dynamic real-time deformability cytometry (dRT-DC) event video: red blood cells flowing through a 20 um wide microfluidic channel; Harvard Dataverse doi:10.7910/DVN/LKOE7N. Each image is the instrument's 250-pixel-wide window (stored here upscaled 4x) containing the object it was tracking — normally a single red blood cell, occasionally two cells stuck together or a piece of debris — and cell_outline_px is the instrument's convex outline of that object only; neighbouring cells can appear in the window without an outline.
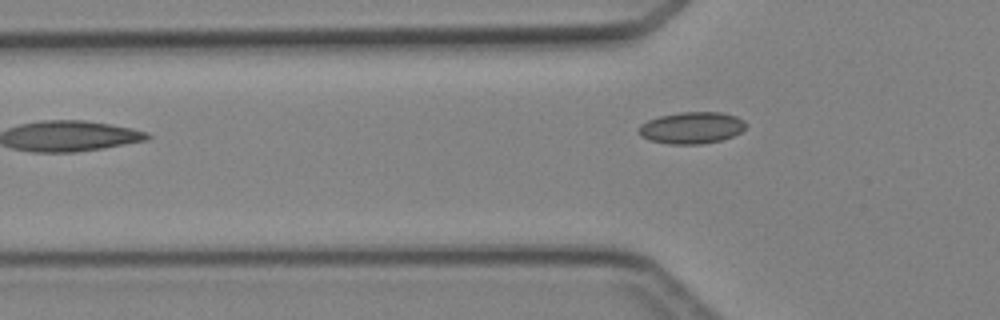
{"species": "Egyptian fruit bat (a non-hibernating species)", "species_latin": "Rousettus aegyptiacus", "temperature_condition": "cold", "stored_images_in_passage": 3, "camera_frame_rate_fps": 3000, "um_per_image_px": 0.085, "animal": {"sex": "female"}, "frame": {"image": 1, "passage_image": 2, "time_ms": 1.333, "image_size_px": [1000, 320], "cell_outline_px": [[748, 124], [740, 132], [732, 136], [720, 140], [700, 144], [668, 144], [648, 140], [640, 136], [636, 132], [640, 124], [648, 120], [660, 116], [680, 112], [720, 112], [736, 116], [744, 120]], "centroid_in_image_um": [58.75, 10.86], "position_along_channel_um": 67.0, "area_um2": 19.94}}
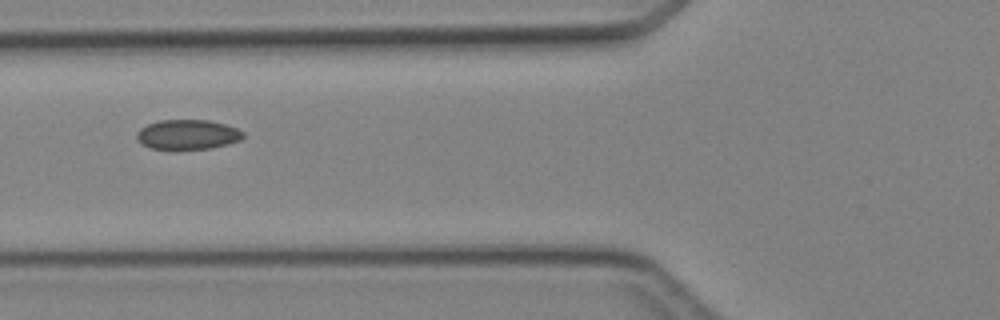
{"frame": {"image": 2, "passage_image": 3, "time_ms": 2.333, "image_size_px": [1000, 320], "cell_outline_px": [[244, 136], [240, 140], [228, 144], [212, 148], [152, 148], [144, 144], [136, 136], [136, 132], [140, 128], [148, 124], [160, 120], [208, 120], [224, 124], [236, 128], [244, 132]], "centroid_in_image_um": [15.98, 11.41], "position_along_channel_um": 109.8, "area_um2": 18.09}}